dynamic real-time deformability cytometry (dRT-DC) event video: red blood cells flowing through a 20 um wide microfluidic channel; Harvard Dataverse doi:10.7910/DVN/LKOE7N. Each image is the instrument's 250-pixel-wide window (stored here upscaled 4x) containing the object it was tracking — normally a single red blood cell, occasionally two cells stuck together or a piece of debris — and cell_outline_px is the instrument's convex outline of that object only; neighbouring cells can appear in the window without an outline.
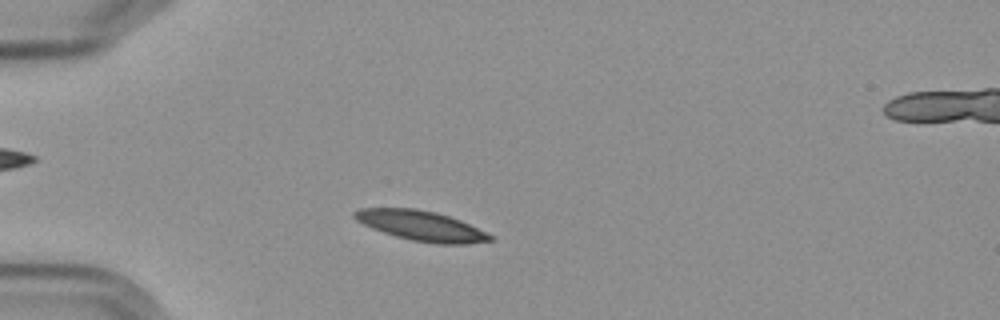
{"species": "Egyptian fruit bat (a non-hibernating species)", "species_latin": "Rousettus aegyptiacus", "temperature_condition": "cold", "stored_images_in_passage": 5, "camera_frame_rate_fps": 3000, "um_per_image_px": 0.085, "frame": {"image": 1, "passage_image": 2, "time_ms": 1.0, "image_size_px": [1000, 320], "cell_outline_px": [[492, 240], [468, 244], [436, 244], [412, 240], [396, 236], [372, 228], [356, 220], [352, 216], [352, 212], [360, 208], [416, 208], [436, 212], [460, 220], [492, 236]], "centroid_in_image_um": [35.75, 19.18], "position_along_channel_um": 49.2, "area_um2": 23.47}}
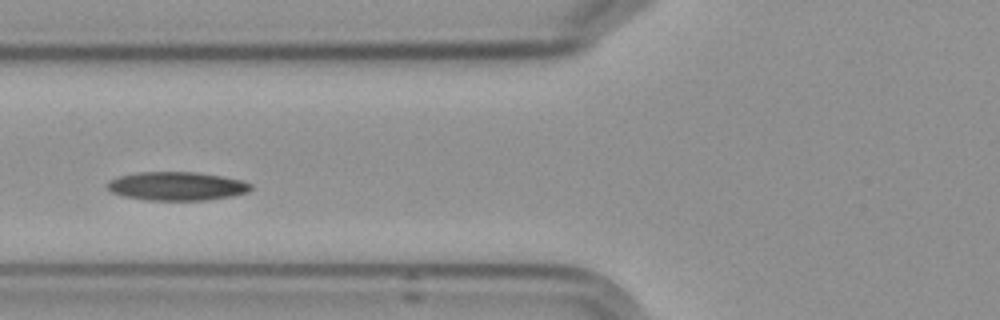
{"frame": {"image": 2, "passage_image": 4, "time_ms": 3.333, "image_size_px": [1000, 320], "cell_outline_px": [[252, 188], [248, 192], [232, 196], [208, 200], [148, 200], [124, 196], [112, 192], [108, 188], [108, 184], [112, 180], [120, 176], [136, 172], [196, 172], [244, 180], [252, 184]], "centroid_in_image_um": [15.09, 15.82], "position_along_channel_um": 110.7, "area_um2": 23.81}}
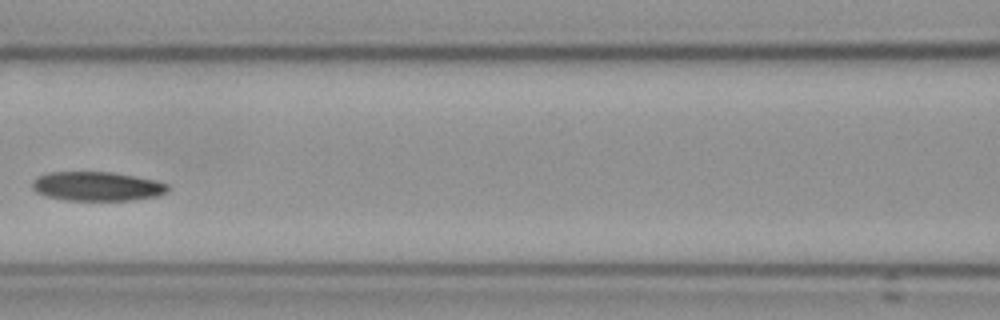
{"frame": {"image": 3, "passage_image": 5, "time_ms": 4.667, "image_size_px": [1000, 320], "cell_outline_px": [[168, 192], [160, 196], [132, 200], [64, 200], [48, 196], [36, 192], [32, 188], [32, 180], [36, 176], [48, 172], [116, 172], [156, 180], [168, 184]], "centroid_in_image_um": [8.27, 15.83], "position_along_channel_um": 158.3, "area_um2": 23.35}}